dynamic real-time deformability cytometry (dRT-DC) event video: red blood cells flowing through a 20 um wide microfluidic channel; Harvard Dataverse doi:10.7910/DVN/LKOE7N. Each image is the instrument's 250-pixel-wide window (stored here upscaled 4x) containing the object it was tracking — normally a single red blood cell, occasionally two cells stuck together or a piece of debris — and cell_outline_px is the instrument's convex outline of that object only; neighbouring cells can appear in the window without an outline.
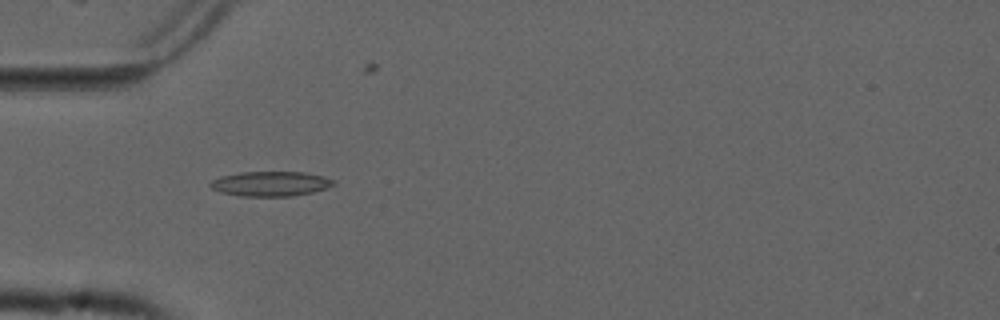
{"species": "common noctule bat (a hibernating species)", "species_latin": "Nyctalus noctula", "temperature_condition": "cold", "stored_images_in_passage": 5, "camera_frame_rate_fps": 3000, "um_per_image_px": 0.085, "animal": {"sex": "male", "forearm_length_mm": 52.5}, "frame": {"image": 1, "passage_image": 4, "time_ms": 1.0, "image_size_px": [1000, 320], "cell_outline_px": [[336, 184], [312, 192], [292, 196], [240, 196], [220, 192], [212, 188], [208, 184], [212, 180], [220, 176], [240, 172], [304, 172], [324, 176], [336, 180]], "centroid_in_image_um": [22.99, 15.61], "position_along_channel_um": 62.0, "area_um2": 17.86}}
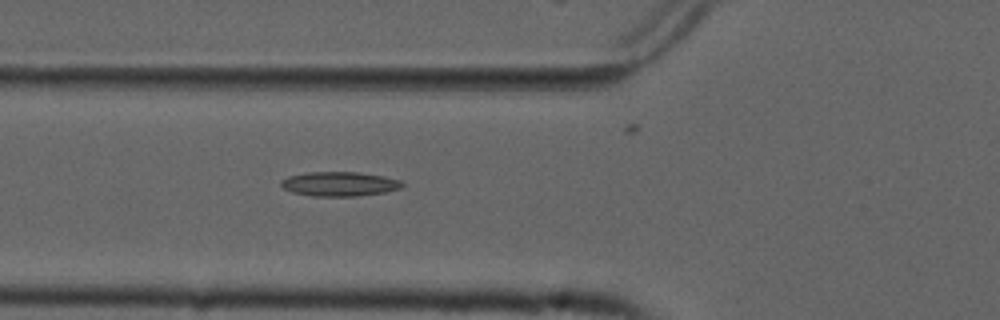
{"frame": {"image": 2, "passage_image": 5, "time_ms": 1.333, "image_size_px": [1000, 320], "cell_outline_px": [[404, 184], [400, 188], [384, 192], [356, 196], [312, 196], [292, 192], [284, 188], [280, 184], [280, 180], [288, 176], [308, 172], [356, 172], [384, 176], [400, 180]], "centroid_in_image_um": [28.83, 15.63], "position_along_channel_um": 97.0, "area_um2": 17.17}}